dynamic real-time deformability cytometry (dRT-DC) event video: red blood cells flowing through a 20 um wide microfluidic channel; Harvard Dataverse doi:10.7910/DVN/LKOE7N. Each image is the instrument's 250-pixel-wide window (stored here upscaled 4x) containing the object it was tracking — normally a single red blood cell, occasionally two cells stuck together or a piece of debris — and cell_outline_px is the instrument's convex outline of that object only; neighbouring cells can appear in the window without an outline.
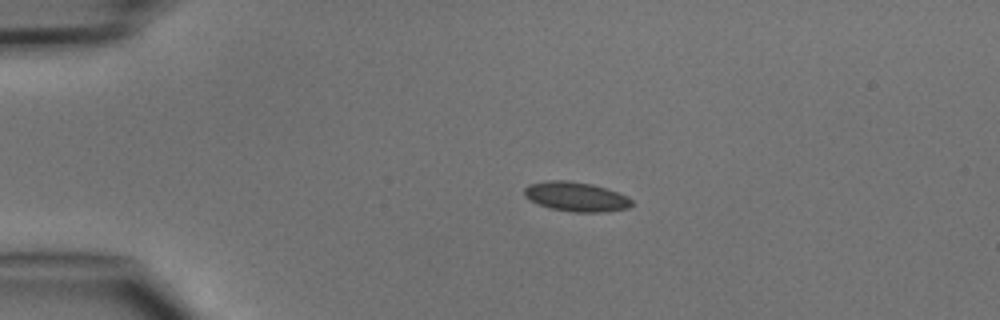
{"species": "common noctule bat (a hibernating species)", "species_latin": "Nyctalus noctula", "temperature_condition": "cold", "stored_images_in_passage": 3, "camera_frame_rate_fps": 3000, "um_per_image_px": 0.085, "animal": {"sex": "male", "body_mass_g": 15.6}, "frame": {"image": 1, "passage_image": 2, "time_ms": 1.0, "image_size_px": [1000, 320], "cell_outline_px": [[632, 204], [628, 208], [600, 212], [572, 212], [548, 208], [524, 196], [524, 188], [528, 184], [548, 180], [564, 180], [592, 184], [628, 196], [632, 200]], "centroid_in_image_um": [48.94, 16.71], "position_along_channel_um": 36.1, "area_um2": 18.32}}